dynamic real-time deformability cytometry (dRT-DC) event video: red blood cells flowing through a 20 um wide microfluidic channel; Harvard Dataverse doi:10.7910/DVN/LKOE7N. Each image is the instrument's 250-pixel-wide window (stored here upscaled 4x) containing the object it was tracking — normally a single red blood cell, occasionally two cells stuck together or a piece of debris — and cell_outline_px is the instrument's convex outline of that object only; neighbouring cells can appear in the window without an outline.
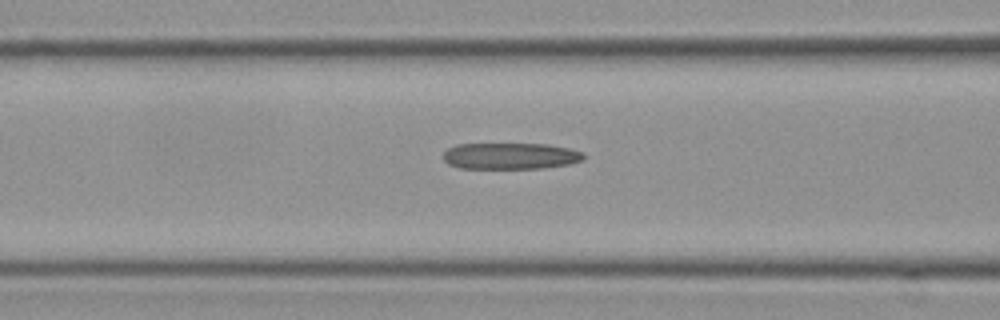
{"species": "Egyptian fruit bat (a non-hibernating species)", "species_latin": "Rousettus aegyptiacus", "temperature_condition": "cold", "stored_images_in_passage": 9, "camera_frame_rate_fps": 3000, "um_per_image_px": 0.085, "frame": {"image": 1, "passage_image": 7, "time_ms": 2.0, "image_size_px": [1000, 320], "cell_outline_px": [[584, 160], [568, 164], [540, 168], [460, 168], [448, 164], [444, 160], [444, 152], [448, 148], [456, 144], [548, 144], [568, 148], [584, 152]], "centroid_in_image_um": [43.39, 13.25], "position_along_channel_um": 123.2, "area_um2": 21.56}}